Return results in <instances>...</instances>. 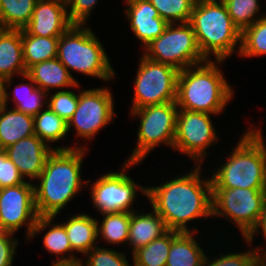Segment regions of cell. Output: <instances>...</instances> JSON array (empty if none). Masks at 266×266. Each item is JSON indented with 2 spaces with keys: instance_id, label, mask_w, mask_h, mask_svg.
<instances>
[{
  "instance_id": "21",
  "label": "cell",
  "mask_w": 266,
  "mask_h": 266,
  "mask_svg": "<svg viewBox=\"0 0 266 266\" xmlns=\"http://www.w3.org/2000/svg\"><path fill=\"white\" fill-rule=\"evenodd\" d=\"M27 75L37 87L50 93V89L78 88L80 85L69 74L58 58L36 63L27 70Z\"/></svg>"
},
{
  "instance_id": "5",
  "label": "cell",
  "mask_w": 266,
  "mask_h": 266,
  "mask_svg": "<svg viewBox=\"0 0 266 266\" xmlns=\"http://www.w3.org/2000/svg\"><path fill=\"white\" fill-rule=\"evenodd\" d=\"M189 23L207 60L213 55L214 59L225 62L236 47L239 54L241 30L233 23L224 2H196Z\"/></svg>"
},
{
  "instance_id": "17",
  "label": "cell",
  "mask_w": 266,
  "mask_h": 266,
  "mask_svg": "<svg viewBox=\"0 0 266 266\" xmlns=\"http://www.w3.org/2000/svg\"><path fill=\"white\" fill-rule=\"evenodd\" d=\"M126 2L128 7L125 14L130 21L129 26L145 47L158 38L169 23L159 16L157 9L149 0H126Z\"/></svg>"
},
{
  "instance_id": "1",
  "label": "cell",
  "mask_w": 266,
  "mask_h": 266,
  "mask_svg": "<svg viewBox=\"0 0 266 266\" xmlns=\"http://www.w3.org/2000/svg\"><path fill=\"white\" fill-rule=\"evenodd\" d=\"M196 167L189 174L146 189L152 209L165 221L168 230L197 233L198 229L188 228L187 222L212 217L211 177L202 180L201 166Z\"/></svg>"
},
{
  "instance_id": "43",
  "label": "cell",
  "mask_w": 266,
  "mask_h": 266,
  "mask_svg": "<svg viewBox=\"0 0 266 266\" xmlns=\"http://www.w3.org/2000/svg\"><path fill=\"white\" fill-rule=\"evenodd\" d=\"M52 266H83L81 262L73 263V264H52Z\"/></svg>"
},
{
  "instance_id": "6",
  "label": "cell",
  "mask_w": 266,
  "mask_h": 266,
  "mask_svg": "<svg viewBox=\"0 0 266 266\" xmlns=\"http://www.w3.org/2000/svg\"><path fill=\"white\" fill-rule=\"evenodd\" d=\"M83 26L85 25L72 24L59 37L57 58L77 83L70 70L102 81L115 78L106 49L93 30Z\"/></svg>"
},
{
  "instance_id": "28",
  "label": "cell",
  "mask_w": 266,
  "mask_h": 266,
  "mask_svg": "<svg viewBox=\"0 0 266 266\" xmlns=\"http://www.w3.org/2000/svg\"><path fill=\"white\" fill-rule=\"evenodd\" d=\"M38 0H0V28L23 29L31 20Z\"/></svg>"
},
{
  "instance_id": "24",
  "label": "cell",
  "mask_w": 266,
  "mask_h": 266,
  "mask_svg": "<svg viewBox=\"0 0 266 266\" xmlns=\"http://www.w3.org/2000/svg\"><path fill=\"white\" fill-rule=\"evenodd\" d=\"M194 232H180L171 242L166 266H203L205 253Z\"/></svg>"
},
{
  "instance_id": "7",
  "label": "cell",
  "mask_w": 266,
  "mask_h": 266,
  "mask_svg": "<svg viewBox=\"0 0 266 266\" xmlns=\"http://www.w3.org/2000/svg\"><path fill=\"white\" fill-rule=\"evenodd\" d=\"M178 110L176 102L131 110L132 117H139L140 126L137 131V146L126 162L141 163L151 150L161 144L173 148Z\"/></svg>"
},
{
  "instance_id": "27",
  "label": "cell",
  "mask_w": 266,
  "mask_h": 266,
  "mask_svg": "<svg viewBox=\"0 0 266 266\" xmlns=\"http://www.w3.org/2000/svg\"><path fill=\"white\" fill-rule=\"evenodd\" d=\"M179 233L169 230L160 238L135 251L132 254L134 266H166L171 242Z\"/></svg>"
},
{
  "instance_id": "23",
  "label": "cell",
  "mask_w": 266,
  "mask_h": 266,
  "mask_svg": "<svg viewBox=\"0 0 266 266\" xmlns=\"http://www.w3.org/2000/svg\"><path fill=\"white\" fill-rule=\"evenodd\" d=\"M71 216L67 222L61 224L65 227L72 250L85 255L97 246L98 220L85 213Z\"/></svg>"
},
{
  "instance_id": "38",
  "label": "cell",
  "mask_w": 266,
  "mask_h": 266,
  "mask_svg": "<svg viewBox=\"0 0 266 266\" xmlns=\"http://www.w3.org/2000/svg\"><path fill=\"white\" fill-rule=\"evenodd\" d=\"M98 0H66L67 14L72 24L84 25ZM70 6V7H69Z\"/></svg>"
},
{
  "instance_id": "4",
  "label": "cell",
  "mask_w": 266,
  "mask_h": 266,
  "mask_svg": "<svg viewBox=\"0 0 266 266\" xmlns=\"http://www.w3.org/2000/svg\"><path fill=\"white\" fill-rule=\"evenodd\" d=\"M262 129L250 128L225 164L212 174V188L266 189V146Z\"/></svg>"
},
{
  "instance_id": "10",
  "label": "cell",
  "mask_w": 266,
  "mask_h": 266,
  "mask_svg": "<svg viewBox=\"0 0 266 266\" xmlns=\"http://www.w3.org/2000/svg\"><path fill=\"white\" fill-rule=\"evenodd\" d=\"M134 82L131 110L149 105L176 102L179 70L142 56Z\"/></svg>"
},
{
  "instance_id": "18",
  "label": "cell",
  "mask_w": 266,
  "mask_h": 266,
  "mask_svg": "<svg viewBox=\"0 0 266 266\" xmlns=\"http://www.w3.org/2000/svg\"><path fill=\"white\" fill-rule=\"evenodd\" d=\"M54 217H45L39 216L38 220L33 227L32 233L29 237H35L39 232L44 231V229L49 228L47 232H45L43 237V245L50 253L57 255L58 260L53 262L52 264H73L81 261V258H77L74 251L71 248L69 243V239L67 237V233L65 227L60 224H52ZM74 253L69 254V257H65L64 253Z\"/></svg>"
},
{
  "instance_id": "29",
  "label": "cell",
  "mask_w": 266,
  "mask_h": 266,
  "mask_svg": "<svg viewBox=\"0 0 266 266\" xmlns=\"http://www.w3.org/2000/svg\"><path fill=\"white\" fill-rule=\"evenodd\" d=\"M35 135L47 145L66 138L68 123L48 106L34 116Z\"/></svg>"
},
{
  "instance_id": "13",
  "label": "cell",
  "mask_w": 266,
  "mask_h": 266,
  "mask_svg": "<svg viewBox=\"0 0 266 266\" xmlns=\"http://www.w3.org/2000/svg\"><path fill=\"white\" fill-rule=\"evenodd\" d=\"M112 95L108 87L81 90L76 111L67 122L68 132L72 126L78 137L90 140L95 137L115 117Z\"/></svg>"
},
{
  "instance_id": "22",
  "label": "cell",
  "mask_w": 266,
  "mask_h": 266,
  "mask_svg": "<svg viewBox=\"0 0 266 266\" xmlns=\"http://www.w3.org/2000/svg\"><path fill=\"white\" fill-rule=\"evenodd\" d=\"M0 107V149L15 144L23 138L35 135L34 117L15 109Z\"/></svg>"
},
{
  "instance_id": "44",
  "label": "cell",
  "mask_w": 266,
  "mask_h": 266,
  "mask_svg": "<svg viewBox=\"0 0 266 266\" xmlns=\"http://www.w3.org/2000/svg\"><path fill=\"white\" fill-rule=\"evenodd\" d=\"M196 2H223L224 0H195Z\"/></svg>"
},
{
  "instance_id": "20",
  "label": "cell",
  "mask_w": 266,
  "mask_h": 266,
  "mask_svg": "<svg viewBox=\"0 0 266 266\" xmlns=\"http://www.w3.org/2000/svg\"><path fill=\"white\" fill-rule=\"evenodd\" d=\"M152 211L153 213L144 214L135 211L130 213L127 243L131 246L132 254L169 231L165 221L154 209Z\"/></svg>"
},
{
  "instance_id": "33",
  "label": "cell",
  "mask_w": 266,
  "mask_h": 266,
  "mask_svg": "<svg viewBox=\"0 0 266 266\" xmlns=\"http://www.w3.org/2000/svg\"><path fill=\"white\" fill-rule=\"evenodd\" d=\"M223 2L233 23L241 31L260 19V17L255 18L260 10L258 0H224Z\"/></svg>"
},
{
  "instance_id": "9",
  "label": "cell",
  "mask_w": 266,
  "mask_h": 266,
  "mask_svg": "<svg viewBox=\"0 0 266 266\" xmlns=\"http://www.w3.org/2000/svg\"><path fill=\"white\" fill-rule=\"evenodd\" d=\"M266 189L212 188V217L234 221L245 238L258 223Z\"/></svg>"
},
{
  "instance_id": "40",
  "label": "cell",
  "mask_w": 266,
  "mask_h": 266,
  "mask_svg": "<svg viewBox=\"0 0 266 266\" xmlns=\"http://www.w3.org/2000/svg\"><path fill=\"white\" fill-rule=\"evenodd\" d=\"M258 229H261V232L264 236V240H266V204L262 208L258 223L254 227V229L244 238L247 244H249L248 246H252L250 244L252 240H254L253 237L255 236V234L259 231Z\"/></svg>"
},
{
  "instance_id": "15",
  "label": "cell",
  "mask_w": 266,
  "mask_h": 266,
  "mask_svg": "<svg viewBox=\"0 0 266 266\" xmlns=\"http://www.w3.org/2000/svg\"><path fill=\"white\" fill-rule=\"evenodd\" d=\"M54 147V148H53ZM47 145L43 140H41L36 135H32L27 138H23L16 142L15 144L4 149L8 158L16 165L19 173L24 178L29 177L30 180L37 179L42 173L45 162L48 156L53 152V150H70L74 148H86L80 145L79 147L74 145V147L65 146H53Z\"/></svg>"
},
{
  "instance_id": "32",
  "label": "cell",
  "mask_w": 266,
  "mask_h": 266,
  "mask_svg": "<svg viewBox=\"0 0 266 266\" xmlns=\"http://www.w3.org/2000/svg\"><path fill=\"white\" fill-rule=\"evenodd\" d=\"M157 9L159 16L168 23H187L190 21L195 0H149Z\"/></svg>"
},
{
  "instance_id": "35",
  "label": "cell",
  "mask_w": 266,
  "mask_h": 266,
  "mask_svg": "<svg viewBox=\"0 0 266 266\" xmlns=\"http://www.w3.org/2000/svg\"><path fill=\"white\" fill-rule=\"evenodd\" d=\"M47 101V106L59 117L68 122L76 111L78 94L67 89L56 90L53 95L50 94V99Z\"/></svg>"
},
{
  "instance_id": "42",
  "label": "cell",
  "mask_w": 266,
  "mask_h": 266,
  "mask_svg": "<svg viewBox=\"0 0 266 266\" xmlns=\"http://www.w3.org/2000/svg\"><path fill=\"white\" fill-rule=\"evenodd\" d=\"M14 233L9 232L4 225L2 224V222L0 221V238L1 237H12Z\"/></svg>"
},
{
  "instance_id": "41",
  "label": "cell",
  "mask_w": 266,
  "mask_h": 266,
  "mask_svg": "<svg viewBox=\"0 0 266 266\" xmlns=\"http://www.w3.org/2000/svg\"><path fill=\"white\" fill-rule=\"evenodd\" d=\"M12 80V81H11ZM14 79H5L0 76V107L1 106H8V100H10V93L7 92L9 85L12 84Z\"/></svg>"
},
{
  "instance_id": "16",
  "label": "cell",
  "mask_w": 266,
  "mask_h": 266,
  "mask_svg": "<svg viewBox=\"0 0 266 266\" xmlns=\"http://www.w3.org/2000/svg\"><path fill=\"white\" fill-rule=\"evenodd\" d=\"M71 25L66 0H38L31 20L23 29L29 35L60 37Z\"/></svg>"
},
{
  "instance_id": "3",
  "label": "cell",
  "mask_w": 266,
  "mask_h": 266,
  "mask_svg": "<svg viewBox=\"0 0 266 266\" xmlns=\"http://www.w3.org/2000/svg\"><path fill=\"white\" fill-rule=\"evenodd\" d=\"M214 62L207 60L179 71L176 95L178 109L219 115L231 102L233 90L216 64L223 62Z\"/></svg>"
},
{
  "instance_id": "14",
  "label": "cell",
  "mask_w": 266,
  "mask_h": 266,
  "mask_svg": "<svg viewBox=\"0 0 266 266\" xmlns=\"http://www.w3.org/2000/svg\"><path fill=\"white\" fill-rule=\"evenodd\" d=\"M38 218L32 181L1 188L0 221L9 232L15 234L26 225L28 240Z\"/></svg>"
},
{
  "instance_id": "26",
  "label": "cell",
  "mask_w": 266,
  "mask_h": 266,
  "mask_svg": "<svg viewBox=\"0 0 266 266\" xmlns=\"http://www.w3.org/2000/svg\"><path fill=\"white\" fill-rule=\"evenodd\" d=\"M22 77L28 80L29 84L22 82L21 84L15 85L16 87L13 90V101L16 105L13 109L34 117L43 110L44 104L46 105L45 107H47L48 101L46 100H48L47 96L49 95L37 87L35 82L27 74H24Z\"/></svg>"
},
{
  "instance_id": "25",
  "label": "cell",
  "mask_w": 266,
  "mask_h": 266,
  "mask_svg": "<svg viewBox=\"0 0 266 266\" xmlns=\"http://www.w3.org/2000/svg\"><path fill=\"white\" fill-rule=\"evenodd\" d=\"M59 37L29 35L22 29V50L26 70L36 63L57 58Z\"/></svg>"
},
{
  "instance_id": "2",
  "label": "cell",
  "mask_w": 266,
  "mask_h": 266,
  "mask_svg": "<svg viewBox=\"0 0 266 266\" xmlns=\"http://www.w3.org/2000/svg\"><path fill=\"white\" fill-rule=\"evenodd\" d=\"M86 148L53 150L34 184L35 206L39 216L54 217L84 188L81 165Z\"/></svg>"
},
{
  "instance_id": "34",
  "label": "cell",
  "mask_w": 266,
  "mask_h": 266,
  "mask_svg": "<svg viewBox=\"0 0 266 266\" xmlns=\"http://www.w3.org/2000/svg\"><path fill=\"white\" fill-rule=\"evenodd\" d=\"M86 261L81 260L83 266H129L128 259L123 252L110 248L94 247L88 253Z\"/></svg>"
},
{
  "instance_id": "31",
  "label": "cell",
  "mask_w": 266,
  "mask_h": 266,
  "mask_svg": "<svg viewBox=\"0 0 266 266\" xmlns=\"http://www.w3.org/2000/svg\"><path fill=\"white\" fill-rule=\"evenodd\" d=\"M239 55L258 57L266 55V15L241 31Z\"/></svg>"
},
{
  "instance_id": "12",
  "label": "cell",
  "mask_w": 266,
  "mask_h": 266,
  "mask_svg": "<svg viewBox=\"0 0 266 266\" xmlns=\"http://www.w3.org/2000/svg\"><path fill=\"white\" fill-rule=\"evenodd\" d=\"M211 115L186 109L178 110L173 149L191 157L197 162L196 165H202L204 156H207L206 148L219 140Z\"/></svg>"
},
{
  "instance_id": "37",
  "label": "cell",
  "mask_w": 266,
  "mask_h": 266,
  "mask_svg": "<svg viewBox=\"0 0 266 266\" xmlns=\"http://www.w3.org/2000/svg\"><path fill=\"white\" fill-rule=\"evenodd\" d=\"M16 165L0 150V188L17 186L25 182Z\"/></svg>"
},
{
  "instance_id": "11",
  "label": "cell",
  "mask_w": 266,
  "mask_h": 266,
  "mask_svg": "<svg viewBox=\"0 0 266 266\" xmlns=\"http://www.w3.org/2000/svg\"><path fill=\"white\" fill-rule=\"evenodd\" d=\"M139 162H126L121 172L106 173L93 182L91 186V197L94 208L101 214L128 212L136 210L129 209L134 203L139 189L146 196L147 187H141L127 175L126 169L138 165ZM125 168V169H124Z\"/></svg>"
},
{
  "instance_id": "8",
  "label": "cell",
  "mask_w": 266,
  "mask_h": 266,
  "mask_svg": "<svg viewBox=\"0 0 266 266\" xmlns=\"http://www.w3.org/2000/svg\"><path fill=\"white\" fill-rule=\"evenodd\" d=\"M143 49H146L143 51L146 58L171 65L179 71L207 61L189 22L169 23L165 31Z\"/></svg>"
},
{
  "instance_id": "19",
  "label": "cell",
  "mask_w": 266,
  "mask_h": 266,
  "mask_svg": "<svg viewBox=\"0 0 266 266\" xmlns=\"http://www.w3.org/2000/svg\"><path fill=\"white\" fill-rule=\"evenodd\" d=\"M15 74H27L22 50V29L0 28V76L12 79Z\"/></svg>"
},
{
  "instance_id": "39",
  "label": "cell",
  "mask_w": 266,
  "mask_h": 266,
  "mask_svg": "<svg viewBox=\"0 0 266 266\" xmlns=\"http://www.w3.org/2000/svg\"><path fill=\"white\" fill-rule=\"evenodd\" d=\"M18 240L14 237L0 238V266H11L13 263Z\"/></svg>"
},
{
  "instance_id": "30",
  "label": "cell",
  "mask_w": 266,
  "mask_h": 266,
  "mask_svg": "<svg viewBox=\"0 0 266 266\" xmlns=\"http://www.w3.org/2000/svg\"><path fill=\"white\" fill-rule=\"evenodd\" d=\"M102 216H104V219L100 225L99 221H97L98 238L102 237V239L108 244H126L129 237L130 213H107L102 214Z\"/></svg>"
},
{
  "instance_id": "36",
  "label": "cell",
  "mask_w": 266,
  "mask_h": 266,
  "mask_svg": "<svg viewBox=\"0 0 266 266\" xmlns=\"http://www.w3.org/2000/svg\"><path fill=\"white\" fill-rule=\"evenodd\" d=\"M261 246L262 245L258 247L256 246V248L248 250V252L227 253L224 256L220 254V258L214 257V260H210L206 255L203 266H251L260 256H262Z\"/></svg>"
}]
</instances>
